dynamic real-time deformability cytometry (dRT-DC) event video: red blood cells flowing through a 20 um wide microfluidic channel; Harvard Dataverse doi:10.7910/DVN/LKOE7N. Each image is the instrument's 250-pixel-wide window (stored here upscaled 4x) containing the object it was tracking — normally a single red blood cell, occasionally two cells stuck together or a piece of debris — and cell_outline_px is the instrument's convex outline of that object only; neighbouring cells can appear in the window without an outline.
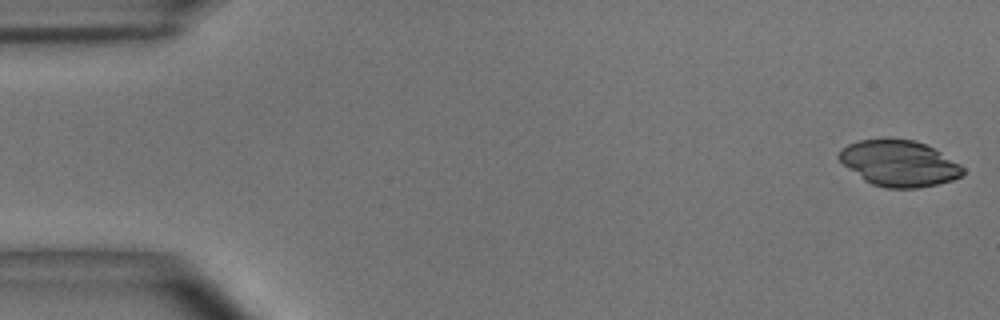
{"species": "common noctule bat (a hibernating species)", "species_latin": "Nyctalus noctula", "temperature_condition": "room temperature", "stored_images_in_passage": 53, "camera_frame_rate_fps": 3000, "um_per_image_px": 0.085, "animal": {"sex": "male", "body_mass_g": 15.6}, "frame": {"image": 1, "passage_image": 1, "time_ms": 0.0, "image_size_px": [1000, 320], "cell_outline_px": [[964, 172], [960, 176], [952, 180], [936, 184], [916, 188], [888, 188], [872, 184], [864, 180], [844, 164], [836, 156], [848, 144], [860, 140], [884, 136], [916, 140], [940, 152], [960, 164], [964, 168]], "centroid_in_image_um": [76.41, 13.85], "position_along_channel_um": 8.6, "area_um2": 33.29}}